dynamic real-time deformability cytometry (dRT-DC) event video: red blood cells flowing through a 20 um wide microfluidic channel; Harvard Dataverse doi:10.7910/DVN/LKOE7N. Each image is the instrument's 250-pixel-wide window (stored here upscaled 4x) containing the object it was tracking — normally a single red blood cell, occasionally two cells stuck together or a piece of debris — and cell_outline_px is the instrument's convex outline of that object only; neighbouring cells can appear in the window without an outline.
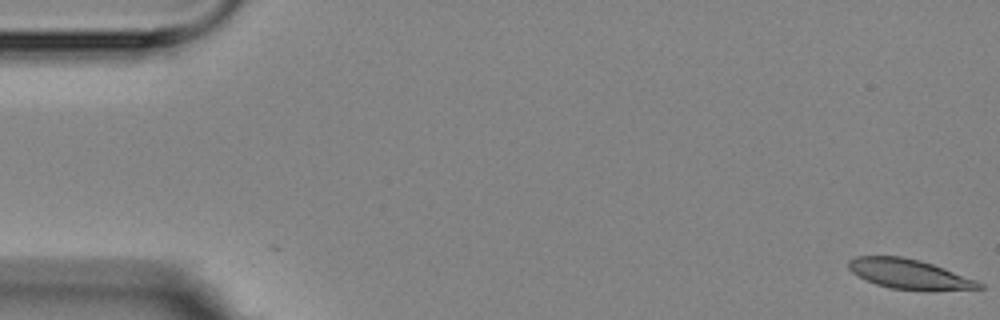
{"species": "Egyptian fruit bat (a non-hibernating species)", "species_latin": "Rousettus aegyptiacus", "temperature_condition": "room temperature", "stored_images_in_passage": 5, "camera_frame_rate_fps": 3000, "um_per_image_px": 0.085, "animal": {"sex": "female"}, "frame": {"image": 1, "passage_image": 1, "time_ms": 0.0, "image_size_px": [1000, 320], "cell_outline_px": [[984, 288], [928, 292], [888, 288], [876, 284], [852, 272], [848, 268], [848, 260], [856, 256], [900, 256], [920, 260], [944, 268], [976, 280], [984, 284]], "centroid_in_image_um": [77.32, 23.32], "position_along_channel_um": 7.7, "area_um2": 22.95}}